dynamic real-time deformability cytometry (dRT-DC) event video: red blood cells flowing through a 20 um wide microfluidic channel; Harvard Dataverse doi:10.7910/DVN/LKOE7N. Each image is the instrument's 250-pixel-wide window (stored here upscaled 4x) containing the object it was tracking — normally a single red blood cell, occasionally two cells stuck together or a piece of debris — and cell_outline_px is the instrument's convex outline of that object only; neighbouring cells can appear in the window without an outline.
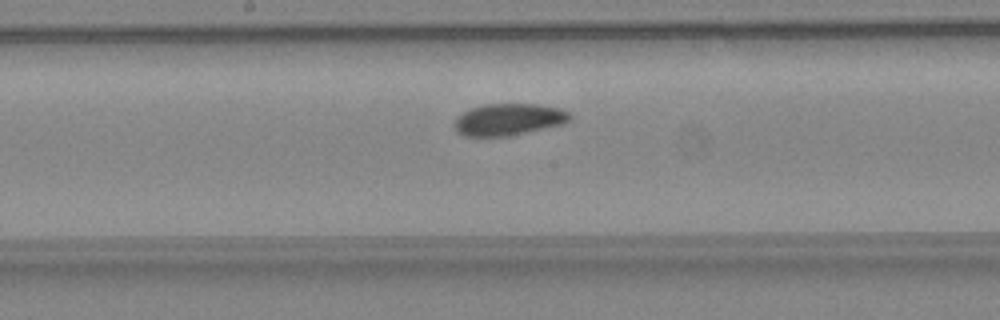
{"species": "common noctule bat (a hibernating species)", "species_latin": "Nyctalus noctula", "temperature_condition": "warm", "stored_images_in_passage": 37, "camera_frame_rate_fps": 3000, "um_per_image_px": 0.085, "animal": {"sex": "female", "body_mass_g": 24.6, "forearm_length_mm": 56.2}, "frame": {"image": 1, "passage_image": 17, "time_ms": 5.333, "image_size_px": [1000, 320], "cell_outline_px": [[572, 120], [564, 124], [504, 136], [464, 136], [456, 132], [452, 124], [456, 116], [472, 108], [484, 104], [536, 104], [560, 108], [568, 112], [572, 116]], "centroid_in_image_um": [43.21, 10.15], "position_along_channel_um": 205.0, "area_um2": 21.44}}
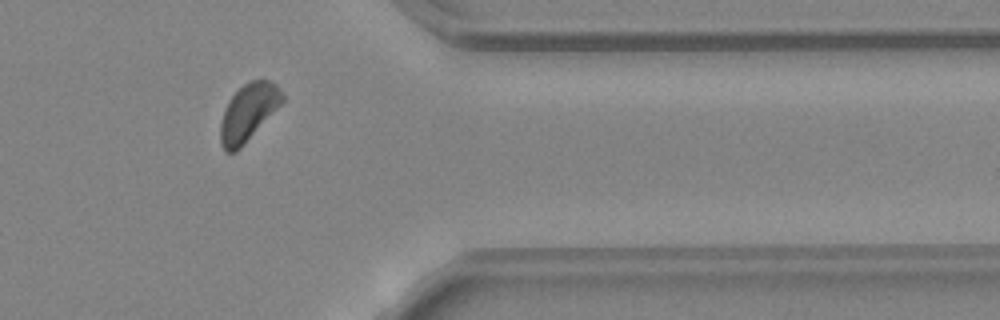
{"frame": {"image": 2, "passage_image": 30, "time_ms": 9.667, "image_size_px": [1000, 320], "cell_outline_px": [[284, 100], [244, 144], [236, 152], [224, 152], [220, 144], [220, 120], [224, 108], [228, 100], [244, 84], [252, 80], [268, 80], [276, 84], [284, 92]], "centroid_in_image_um": [21.08, 9.56], "position_along_channel_um": 390.3, "area_um2": 20.52}}
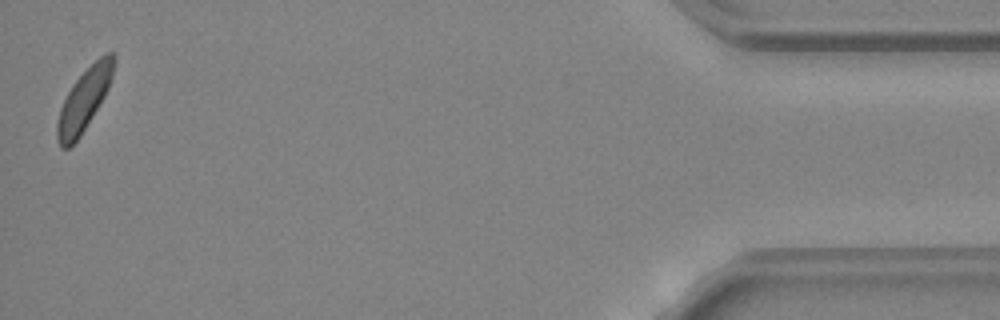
{"frame": {"image": 3, "passage_image": 37, "time_ms": 12.0, "image_size_px": [1000, 320], "cell_outline_px": [[116, 56], [112, 76], [108, 88], [104, 96], [80, 136], [68, 148], [60, 148], [56, 140], [56, 120], [60, 108], [72, 84], [104, 52], [112, 52]], "centroid_in_image_um": [7.12, 8.49], "position_along_channel_um": 428.1, "area_um2": 20.17}, "authors_computed_cell_mechanics": {"area_um2": 20.9236, "velocity_mm_per_s": 4.4967, "shape_relaxation_time_tau1_ms": 2.3095, "shape_relaxation_time_tau2_ms": null, "deformation_change_tau1": 0.1003, "deformation_change_tau2": null}}